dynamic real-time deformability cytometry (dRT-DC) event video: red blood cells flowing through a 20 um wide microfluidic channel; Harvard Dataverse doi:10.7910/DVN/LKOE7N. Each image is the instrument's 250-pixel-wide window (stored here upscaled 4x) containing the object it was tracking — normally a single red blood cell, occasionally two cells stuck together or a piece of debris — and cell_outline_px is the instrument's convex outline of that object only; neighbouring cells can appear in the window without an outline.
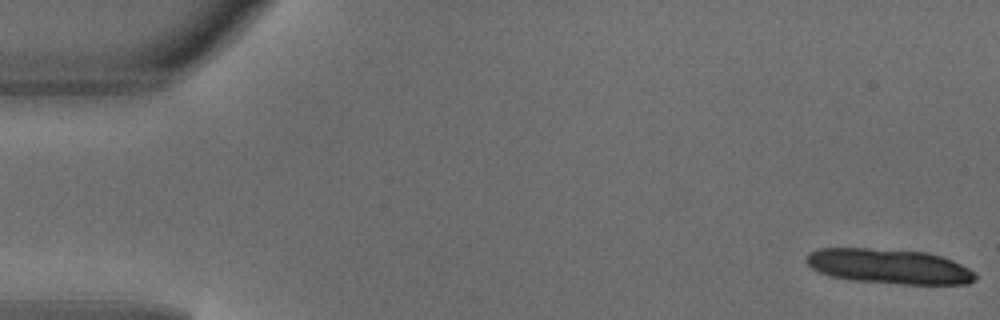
{"species": "common noctule bat (a hibernating species)", "species_latin": "Nyctalus noctula", "temperature_condition": "warm", "stored_images_in_passage": 5, "camera_frame_rate_fps": 3000, "um_per_image_px": 0.085, "animal": {"sex": "male", "body_mass_g": 18.8}, "frame": {"image": 1, "passage_image": 1, "time_ms": 0.0, "image_size_px": [1000, 320], "cell_outline_px": [[976, 280], [968, 284], [904, 284], [848, 280], [832, 276], [820, 272], [812, 268], [808, 264], [808, 252], [820, 248], [868, 248], [928, 252], [952, 260], [976, 272]], "centroid_in_image_um": [75.6, 22.64], "position_along_channel_um": 9.4, "area_um2": 34.33}}
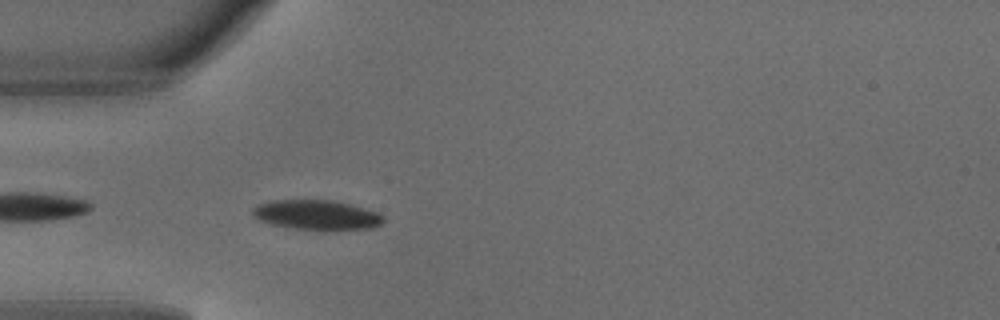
{"frame": {"image": 2, "passage_image": 5, "time_ms": 1.333, "image_size_px": [1000, 320], "cell_outline_px": [[384, 220], [380, 224], [372, 228], [324, 232], [288, 228], [272, 224], [260, 220], [252, 216], [252, 208], [256, 204], [272, 200], [332, 200], [364, 208], [376, 212], [384, 216]], "centroid_in_image_um": [26.89, 18.3], "position_along_channel_um": 58.1, "area_um2": 23.29}}